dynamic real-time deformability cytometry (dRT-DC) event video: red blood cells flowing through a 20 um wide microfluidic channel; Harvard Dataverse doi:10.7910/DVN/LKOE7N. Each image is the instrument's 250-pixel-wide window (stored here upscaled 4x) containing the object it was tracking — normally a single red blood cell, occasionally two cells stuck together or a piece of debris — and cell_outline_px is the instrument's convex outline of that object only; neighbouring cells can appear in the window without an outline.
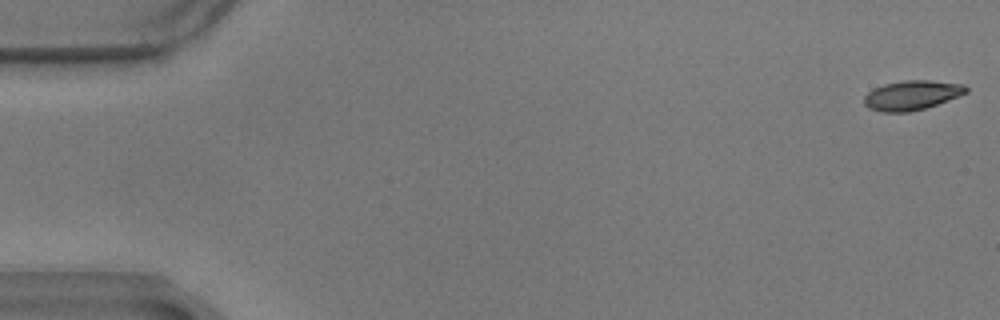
{"species": "common noctule bat (a hibernating species)", "species_latin": "Nyctalus noctula", "temperature_condition": "warm", "stored_images_in_passage": 58, "camera_frame_rate_fps": 3000, "um_per_image_px": 0.085, "animal": {"sex": "male", "body_mass_g": 17.9}, "frame": {"image": 1, "passage_image": 1, "time_ms": 0.0, "image_size_px": [1000, 320], "cell_outline_px": [[968, 92], [948, 100], [924, 108], [908, 112], [880, 112], [868, 108], [864, 104], [864, 96], [868, 92], [884, 84], [904, 80], [928, 80], [964, 84], [968, 88]], "centroid_in_image_um": [77.49, 8.09], "position_along_channel_um": 7.5, "area_um2": 17.46}}
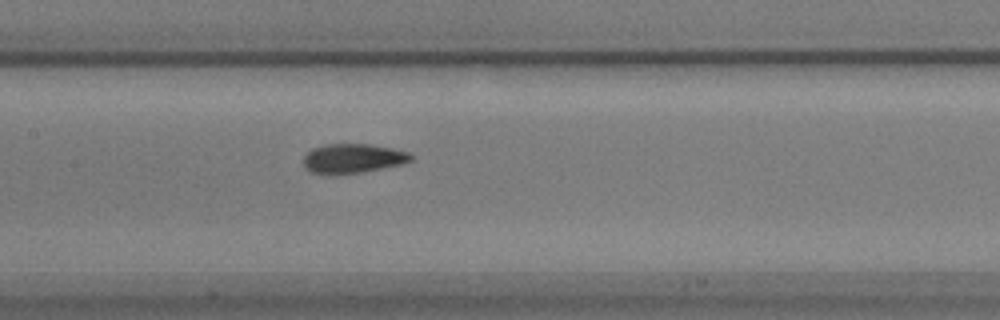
{"frame": {"image": 2, "passage_image": 28, "time_ms": 9.0, "image_size_px": [1000, 320], "cell_outline_px": [[412, 160], [404, 164], [360, 172], [328, 176], [312, 172], [304, 168], [304, 156], [312, 148], [324, 144], [368, 144], [392, 148], [408, 152], [412, 156]], "centroid_in_image_um": [29.96, 13.48], "position_along_channel_um": 177.4, "area_um2": 18.61}}
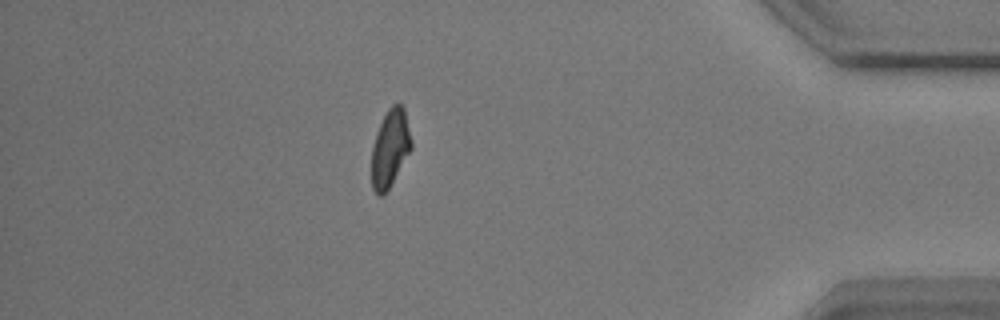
{"frame": {"image": 3, "passage_image": 51, "time_ms": 16.667, "image_size_px": [1000, 320], "cell_outline_px": [[412, 148], [388, 188], [380, 196], [372, 188], [372, 148], [376, 132], [388, 108], [392, 104], [400, 104], [404, 108], [412, 140]], "centroid_in_image_um": [33.16, 12.56], "position_along_channel_um": 402.0, "area_um2": 17.57}, "authors_computed_cell_mechanics": {"area_um2": 18.4382, "velocity_mm_per_s": 3.4645, "shape_relaxation_time_tau1_ms": 4.1984, "shape_relaxation_time_tau2_ms": 1.775, "deformation_change_tau1": 0.1671, "deformation_change_tau2": 0.0669}}